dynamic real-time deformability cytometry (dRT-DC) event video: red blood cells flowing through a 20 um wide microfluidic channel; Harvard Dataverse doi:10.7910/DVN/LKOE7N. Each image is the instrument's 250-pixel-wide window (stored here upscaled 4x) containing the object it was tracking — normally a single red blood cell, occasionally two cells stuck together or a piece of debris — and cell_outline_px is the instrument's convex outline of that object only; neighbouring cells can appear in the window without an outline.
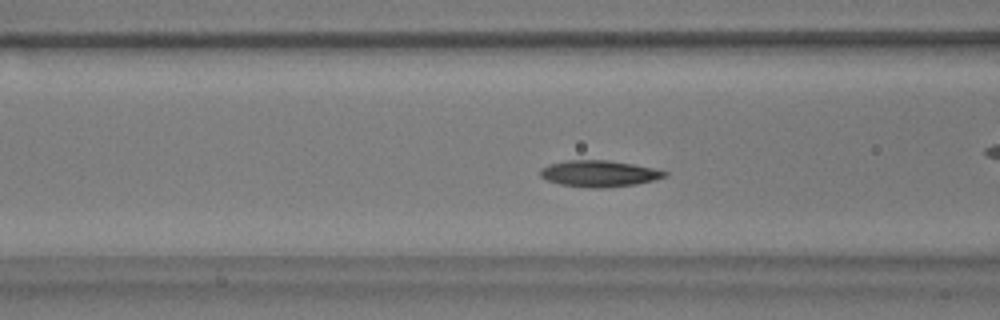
{"species": "common noctule bat (a hibernating species)", "species_latin": "Nyctalus noctula", "temperature_condition": "warm", "stored_images_in_passage": 41, "camera_frame_rate_fps": 3000, "um_per_image_px": 0.085, "animal": {"sex": "male", "body_mass_g": 17.9}, "frame": {"image": 1, "passage_image": 21, "time_ms": 6.667, "image_size_px": [1000, 320], "cell_outline_px": [[668, 176], [636, 184], [608, 188], [588, 188], [560, 184], [548, 180], [540, 176], [540, 168], [548, 164], [568, 160], [608, 160], [632, 164], [652, 168], [668, 172]], "centroid_in_image_um": [50.9, 14.76], "position_along_channel_um": 115.7, "area_um2": 19.13}}